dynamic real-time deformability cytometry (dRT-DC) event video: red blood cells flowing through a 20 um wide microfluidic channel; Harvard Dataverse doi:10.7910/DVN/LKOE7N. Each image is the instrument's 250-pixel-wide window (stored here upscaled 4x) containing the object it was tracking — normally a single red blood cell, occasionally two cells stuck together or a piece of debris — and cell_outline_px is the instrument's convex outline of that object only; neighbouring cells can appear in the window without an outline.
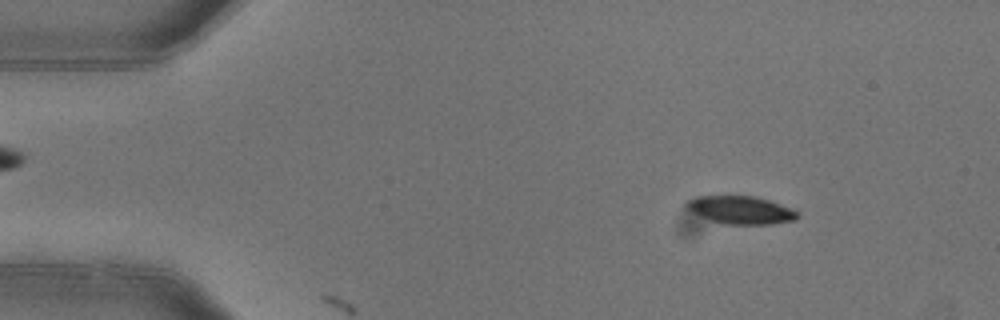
{"species": "common noctule bat (a hibernating species)", "species_latin": "Nyctalus noctula", "temperature_condition": "warm", "stored_images_in_passage": 5, "camera_frame_rate_fps": 3000, "um_per_image_px": 0.085, "animal": {"sex": "female"}, "frame": {"image": 1, "passage_image": 2, "time_ms": 0.333, "image_size_px": [1000, 320], "cell_outline_px": [[800, 216], [796, 220], [772, 224], [724, 224], [712, 220], [688, 208], [684, 204], [688, 200], [696, 196], [752, 196], [768, 200], [780, 204], [796, 212]], "centroid_in_image_um": [63.0, 17.85], "position_along_channel_um": 22.0, "area_um2": 17.57}}
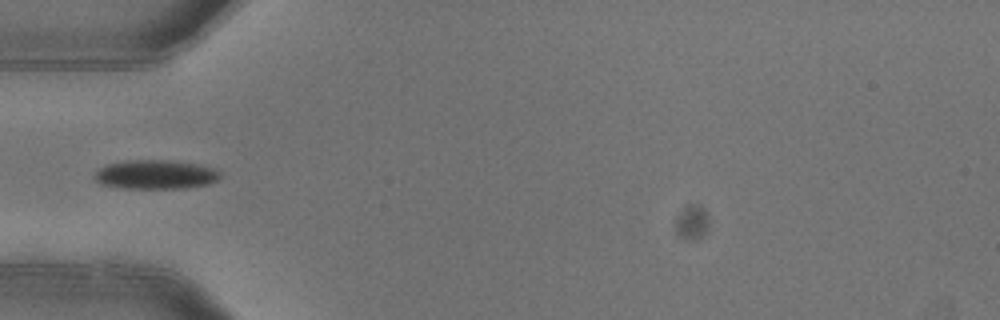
{"frame": {"image": 2, "passage_image": 4, "time_ms": 1.0, "image_size_px": [1000, 320], "cell_outline_px": [[220, 176], [216, 180], [208, 184], [184, 188], [120, 188], [100, 184], [92, 176], [100, 168], [108, 164], [128, 160], [172, 160], [196, 164], [212, 168], [220, 172]], "centroid_in_image_um": [13.19, 14.83], "position_along_channel_um": 71.8, "area_um2": 21.21}}